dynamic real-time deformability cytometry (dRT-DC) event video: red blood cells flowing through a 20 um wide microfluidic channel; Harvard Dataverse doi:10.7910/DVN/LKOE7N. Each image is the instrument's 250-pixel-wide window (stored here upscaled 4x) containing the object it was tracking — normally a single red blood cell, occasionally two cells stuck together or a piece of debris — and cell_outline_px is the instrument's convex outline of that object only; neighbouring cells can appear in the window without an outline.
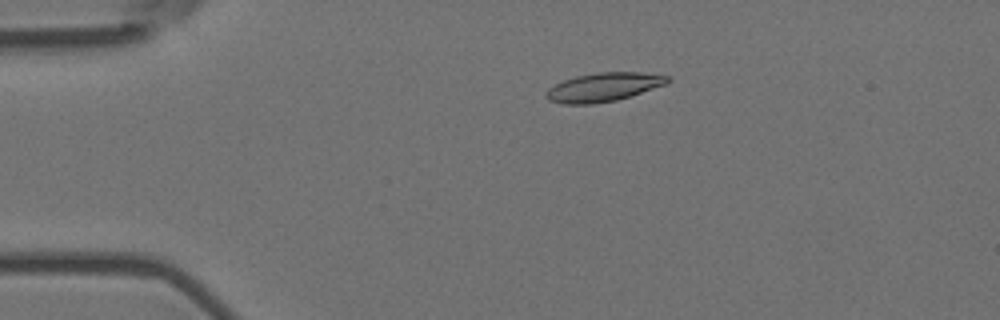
{"species": "Egyptian fruit bat (a non-hibernating species)", "species_latin": "Rousettus aegyptiacus", "temperature_condition": "room temperature", "stored_images_in_passage": 6, "camera_frame_rate_fps": 3000, "um_per_image_px": 0.085, "animal": {"sex": "female"}, "frame": {"image": 1, "passage_image": 4, "time_ms": 1.0, "image_size_px": [1000, 320], "cell_outline_px": [[672, 80], [668, 84], [616, 100], [592, 104], [564, 104], [548, 100], [544, 96], [544, 92], [548, 88], [564, 80], [576, 76], [600, 72], [640, 72], [672, 76]], "centroid_in_image_um": [51.32, 7.4], "position_along_channel_um": 33.7, "area_um2": 20.46}}
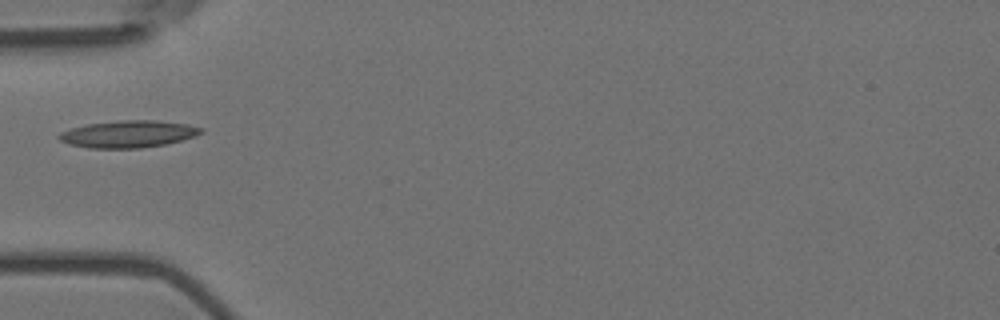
{"frame": {"image": 2, "passage_image": 6, "time_ms": 1.667, "image_size_px": [1000, 320], "cell_outline_px": [[204, 132], [196, 136], [164, 144], [140, 148], [92, 148], [72, 144], [60, 140], [56, 136], [60, 132], [72, 128], [88, 124], [120, 120], [156, 120], [188, 124], [204, 128]], "centroid_in_image_um": [10.95, 11.38], "position_along_channel_um": 74.1, "area_um2": 22.25}}